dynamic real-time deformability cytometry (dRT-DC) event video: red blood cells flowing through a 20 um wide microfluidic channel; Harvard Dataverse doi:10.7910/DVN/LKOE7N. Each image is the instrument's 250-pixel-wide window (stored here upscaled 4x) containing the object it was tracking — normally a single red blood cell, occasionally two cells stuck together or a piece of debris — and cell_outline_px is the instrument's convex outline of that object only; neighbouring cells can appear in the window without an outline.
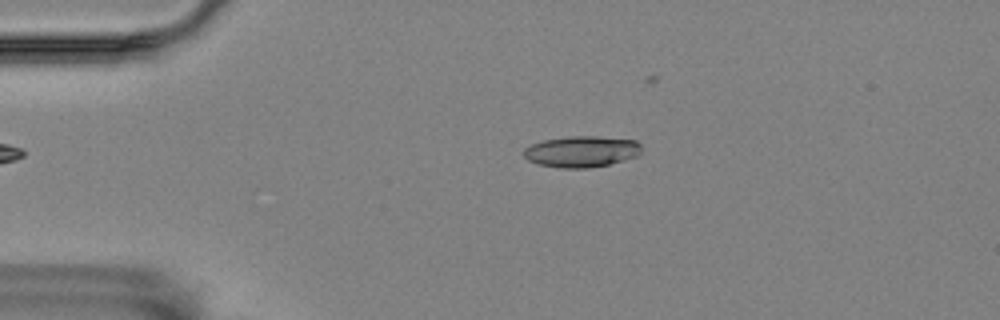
{"species": "Egyptian fruit bat (a non-hibernating species)", "species_latin": "Rousettus aegyptiacus", "temperature_condition": "room temperature", "stored_images_in_passage": 4, "camera_frame_rate_fps": 3000, "um_per_image_px": 0.085, "animal": {"sex": "female"}, "frame": {"image": 1, "passage_image": 2, "time_ms": 0.333, "image_size_px": [1000, 320], "cell_outline_px": [[640, 152], [636, 156], [608, 164], [588, 168], [560, 168], [540, 164], [528, 160], [524, 156], [524, 148], [532, 144], [544, 140], [568, 136], [596, 136], [636, 140], [640, 144]], "centroid_in_image_um": [49.42, 12.87], "position_along_channel_um": 35.6, "area_um2": 21.21}}